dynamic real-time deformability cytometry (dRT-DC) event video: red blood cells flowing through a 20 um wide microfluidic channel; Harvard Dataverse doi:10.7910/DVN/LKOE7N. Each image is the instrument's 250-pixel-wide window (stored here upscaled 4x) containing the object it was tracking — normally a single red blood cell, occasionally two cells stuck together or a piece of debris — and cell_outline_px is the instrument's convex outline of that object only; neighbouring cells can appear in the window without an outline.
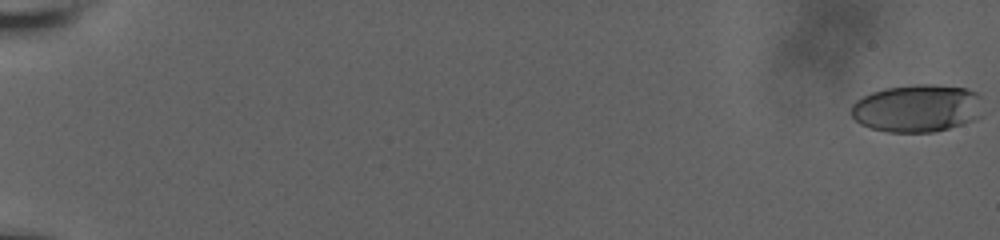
{"species": "human", "species_latin": "Homo sapiens", "temperature_condition": "room temperature", "stored_images_in_passage": 57, "camera_frame_rate_fps": 3000, "um_per_image_px": 0.085, "donor": {"sex": "male"}, "frame": {"image": 1, "passage_image": 1, "time_ms": 0.0, "image_size_px": [1000, 240], "cell_outline_px": [[980, 116], [972, 120], [948, 128], [932, 132], [888, 132], [872, 128], [860, 124], [852, 116], [852, 104], [856, 100], [872, 92], [884, 88], [916, 84], [932, 84], [968, 88], [976, 92], [980, 96]], "centroid_in_image_um": [77.94, 9.19], "position_along_channel_um": 7.1, "area_um2": 36.47}}
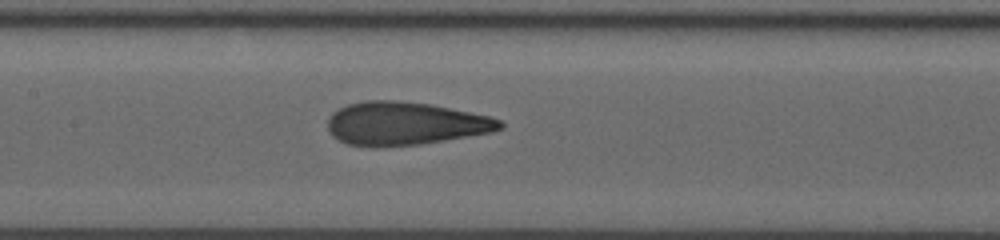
{"frame": {"image": 2, "passage_image": 32, "time_ms": 10.333, "image_size_px": [1000, 240], "cell_outline_px": [[504, 128], [492, 132], [420, 144], [372, 148], [348, 144], [332, 136], [328, 128], [328, 120], [332, 112], [348, 104], [364, 100], [396, 100], [432, 104], [488, 116], [500, 120], [504, 124]], "centroid_in_image_um": [34.41, 10.5], "position_along_channel_um": 173.0, "area_um2": 43.47}}
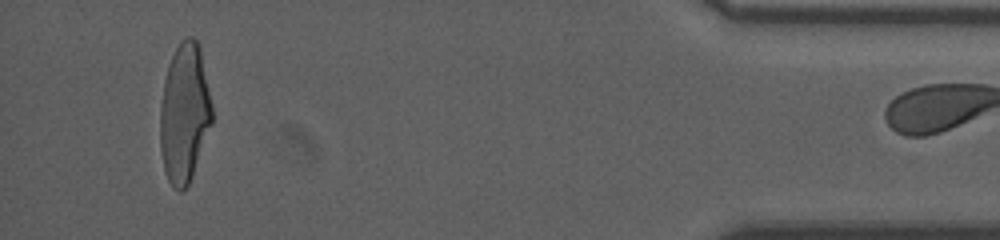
{"frame": {"image": 3, "passage_image": 56, "time_ms": 18.333, "image_size_px": [1000, 240], "cell_outline_px": [[212, 124], [192, 176], [188, 184], [180, 192], [172, 188], [168, 180], [164, 168], [160, 148], [160, 108], [164, 80], [168, 64], [180, 40], [188, 36], [192, 36], [196, 40], [200, 48], [212, 104]], "centroid_in_image_um": [15.67, 9.62], "position_along_channel_um": 419.5, "area_um2": 42.14}}